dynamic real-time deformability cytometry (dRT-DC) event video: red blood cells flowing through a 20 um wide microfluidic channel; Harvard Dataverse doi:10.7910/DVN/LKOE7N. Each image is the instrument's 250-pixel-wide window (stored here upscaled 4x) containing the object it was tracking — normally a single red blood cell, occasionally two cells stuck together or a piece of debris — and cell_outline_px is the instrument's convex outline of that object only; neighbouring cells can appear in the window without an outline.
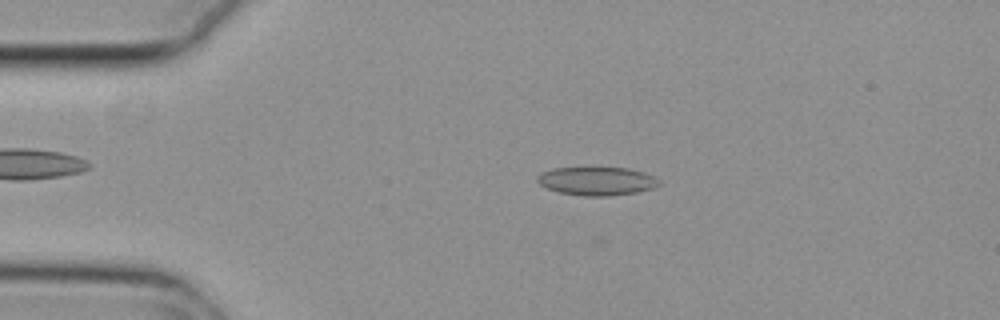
{"species": "common noctule bat (a hibernating species)", "species_latin": "Nyctalus noctula", "temperature_condition": "cold", "stored_images_in_passage": 36, "camera_frame_rate_fps": 3000, "um_per_image_px": 0.085, "animal": {"sex": "female", "body_mass_g": 29.2, "forearm_length_mm": 56.3}, "frame": {"image": 1, "passage_image": 1, "time_ms": 0.0, "image_size_px": [1000, 320], "cell_outline_px": [[660, 184], [656, 188], [636, 192], [608, 196], [584, 196], [560, 192], [548, 188], [540, 184], [536, 180], [536, 176], [540, 172], [552, 168], [628, 168], [644, 172], [652, 176]], "centroid_in_image_um": [50.7, 15.39], "position_along_channel_um": 34.3, "area_um2": 20.06}}
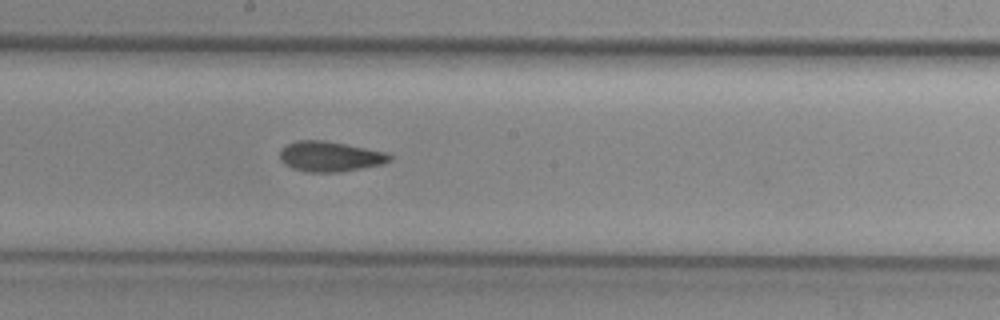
{"frame": {"image": 2, "passage_image": 19, "time_ms": 6.0, "image_size_px": [1000, 320], "cell_outline_px": [[392, 160], [384, 164], [340, 172], [308, 172], [292, 168], [284, 164], [280, 160], [280, 148], [296, 140], [324, 140], [388, 152], [392, 156]], "centroid_in_image_um": [28.06, 13.3], "position_along_channel_um": 220.1, "area_um2": 19.54}}
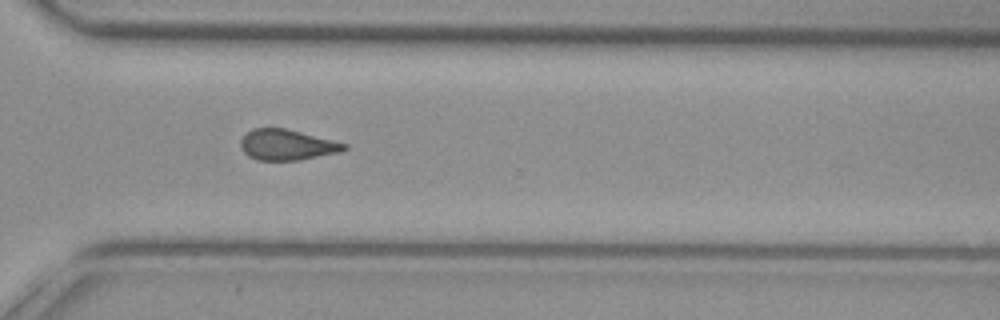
{"frame": {"image": 3, "passage_image": 29, "time_ms": 9.333, "image_size_px": [1000, 320], "cell_outline_px": [[348, 148], [340, 152], [300, 160], [256, 160], [248, 156], [240, 148], [240, 140], [252, 128], [284, 128], [348, 144]], "centroid_in_image_um": [24.38, 12.32], "position_along_channel_um": 346.2, "area_um2": 18.44}, "authors_computed_cell_mechanics": {"area_um2": 19.2185, "velocity_mm_per_s": 3.7876, "shape_relaxation_time_tau1_ms": null, "shape_relaxation_time_tau2_ms": 7.8065, "deformation_change_tau1": null, "deformation_change_tau2": 0.1615}}